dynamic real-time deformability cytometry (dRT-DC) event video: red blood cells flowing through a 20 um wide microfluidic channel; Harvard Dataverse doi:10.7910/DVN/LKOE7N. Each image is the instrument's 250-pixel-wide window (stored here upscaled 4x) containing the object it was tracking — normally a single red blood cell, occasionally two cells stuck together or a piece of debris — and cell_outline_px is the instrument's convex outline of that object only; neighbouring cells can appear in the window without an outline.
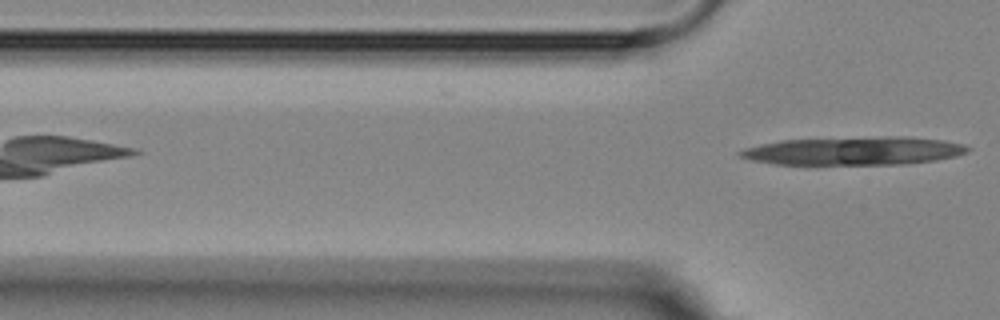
{"species": "Egyptian fruit bat (a non-hibernating species)", "species_latin": "Rousettus aegyptiacus", "temperature_condition": "room temperature", "stored_images_in_passage": 5, "camera_frame_rate_fps": 3000, "um_per_image_px": 0.085, "animal": {"sex": "female"}, "frame": {"image": 1, "passage_image": 5, "time_ms": 6.0, "image_size_px": [1000, 320], "cell_outline_px": [[972, 148], [968, 152], [956, 156], [936, 160], [904, 164], [776, 164], [752, 160], [736, 156], [736, 152], [744, 148], [760, 144], [780, 140], [892, 136], [908, 136], [944, 140], [964, 144]], "centroid_in_image_um": [72.6, 12.82], "position_along_channel_um": 53.2, "area_um2": 37.69}}